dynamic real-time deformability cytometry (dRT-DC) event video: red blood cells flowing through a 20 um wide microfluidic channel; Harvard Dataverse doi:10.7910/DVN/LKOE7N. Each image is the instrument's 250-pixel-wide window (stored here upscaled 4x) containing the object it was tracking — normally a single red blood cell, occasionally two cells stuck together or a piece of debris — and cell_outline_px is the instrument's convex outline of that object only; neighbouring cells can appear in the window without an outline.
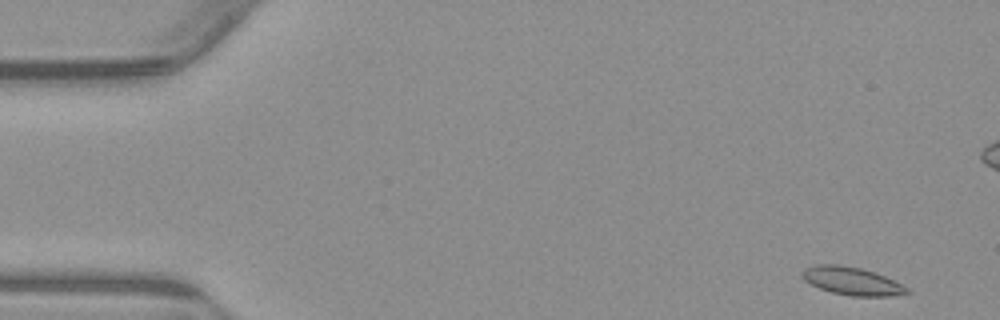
{"species": "common noctule bat (a hibernating species)", "species_latin": "Nyctalus noctula", "temperature_condition": "warm", "stored_images_in_passage": 53, "camera_frame_rate_fps": 3000, "um_per_image_px": 0.085, "animal": {"sex": "male", "body_mass_g": 23.1, "forearm_length_mm": 52.7}, "frame": {"image": 1, "passage_image": 1, "time_ms": 0.0, "image_size_px": [1000, 320], "cell_outline_px": [[912, 292], [888, 296], [852, 296], [832, 292], [820, 288], [804, 280], [804, 268], [816, 264], [840, 264], [860, 268], [884, 276], [908, 288]], "centroid_in_image_um": [72.41, 23.88], "position_along_channel_um": 12.6, "area_um2": 16.7}}
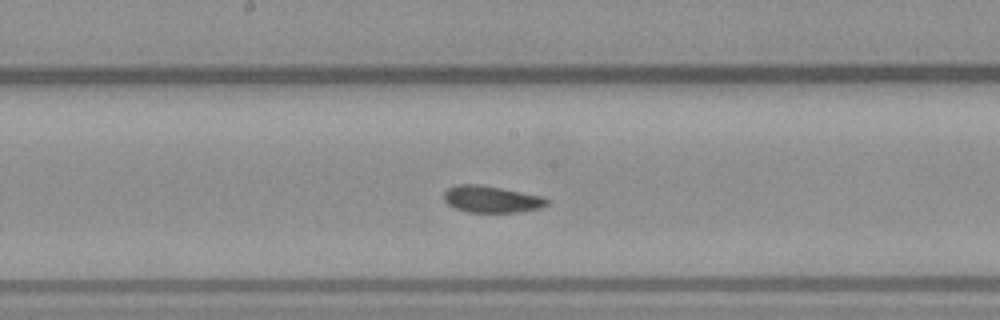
{"frame": {"image": 2, "passage_image": 26, "time_ms": 8.333, "image_size_px": [1000, 320], "cell_outline_px": [[548, 204], [540, 208], [520, 212], [468, 212], [456, 208], [448, 204], [444, 200], [444, 192], [448, 188], [456, 184], [480, 184], [540, 196], [548, 200]], "centroid_in_image_um": [41.74, 16.93], "position_along_channel_um": 206.5, "area_um2": 15.9}}
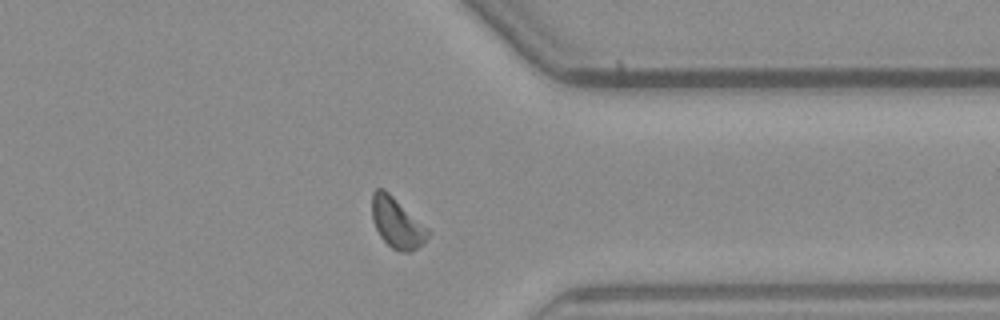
{"frame": {"image": 3, "passage_image": 40, "time_ms": 13.0, "image_size_px": [1000, 320], "cell_outline_px": [[432, 232], [412, 252], [400, 252], [392, 248], [380, 236], [372, 220], [372, 192], [376, 188], [384, 188], [428, 228]], "centroid_in_image_um": [33.72, 18.93], "position_along_channel_um": 377.7, "area_um2": 16.3}, "authors_computed_cell_mechanics": {"area_um2": 16.1262, "velocity_mm_per_s": 3.821, "shape_relaxation_time_tau1_ms": 5.1002, "shape_relaxation_time_tau2_ms": 2.5218, "deformation_change_tau1": 0.1043, "deformation_change_tau2": 0.0755}}